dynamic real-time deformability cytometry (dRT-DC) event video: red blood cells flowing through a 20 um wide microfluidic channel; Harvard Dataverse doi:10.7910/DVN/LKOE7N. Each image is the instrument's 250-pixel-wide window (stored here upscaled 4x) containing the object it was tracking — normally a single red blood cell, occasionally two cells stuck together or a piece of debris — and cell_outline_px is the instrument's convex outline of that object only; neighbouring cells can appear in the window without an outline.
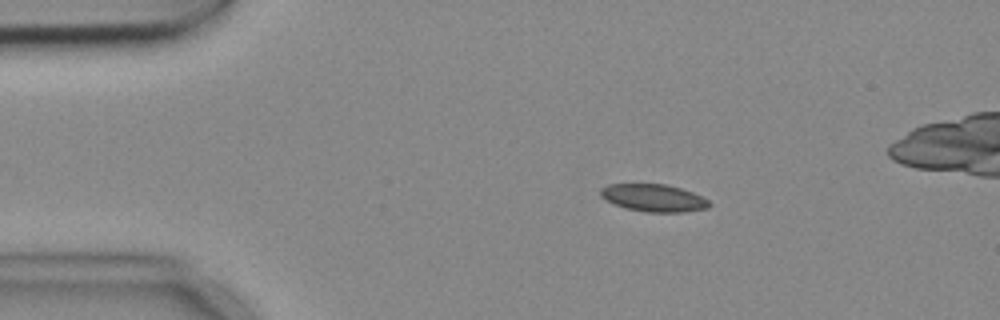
{"species": "common noctule bat (a hibernating species)", "species_latin": "Nyctalus noctula", "temperature_condition": "cold", "stored_images_in_passage": 8, "camera_frame_rate_fps": 3000, "um_per_image_px": 0.085, "animal": {"sex": "female", "body_mass_g": 18.4}, "frame": {"image": 1, "passage_image": 1, "time_ms": 0.0, "image_size_px": [1000, 320], "cell_outline_px": [[712, 204], [708, 208], [684, 212], [648, 212], [624, 208], [604, 200], [600, 196], [600, 188], [608, 184], [664, 184], [680, 188], [692, 192], [708, 200]], "centroid_in_image_um": [55.52, 16.82], "position_along_channel_um": 29.5, "area_um2": 17.46}}
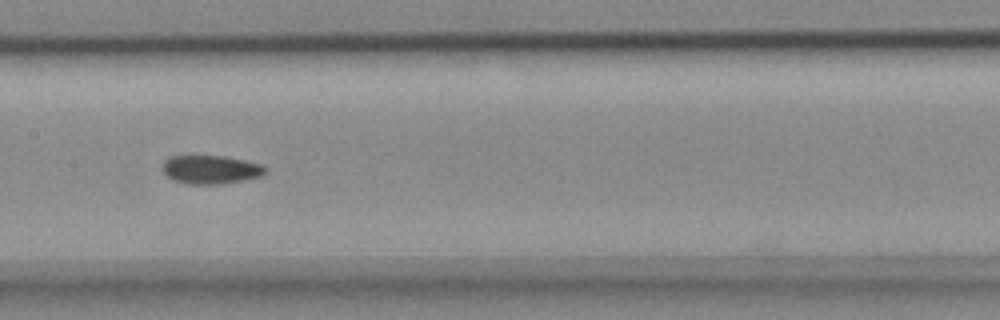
{"frame": {"image": 2, "passage_image": 6, "time_ms": 1.667, "image_size_px": [1000, 320], "cell_outline_px": [[268, 172], [260, 176], [244, 180], [220, 184], [188, 184], [172, 180], [164, 172], [164, 160], [168, 156], [224, 156], [244, 160], [260, 164], [268, 168]], "centroid_in_image_um": [17.93, 14.41], "position_along_channel_um": 189.5, "area_um2": 17.11}}
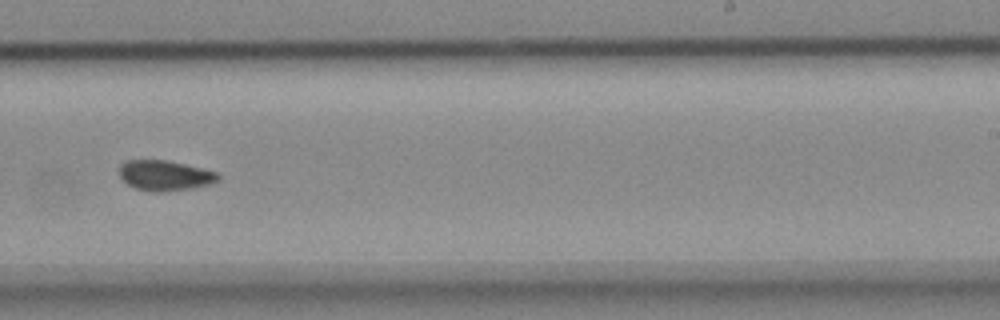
{"frame": {"image": 3, "passage_image": 8, "time_ms": 2.333, "image_size_px": [1000, 320], "cell_outline_px": [[220, 180], [212, 184], [192, 188], [160, 192], [148, 192], [136, 188], [128, 184], [120, 176], [120, 164], [128, 160], [164, 160], [184, 164], [216, 172], [220, 176]], "centroid_in_image_um": [14.03, 14.93], "position_along_channel_um": 275.0, "area_um2": 17.34}}